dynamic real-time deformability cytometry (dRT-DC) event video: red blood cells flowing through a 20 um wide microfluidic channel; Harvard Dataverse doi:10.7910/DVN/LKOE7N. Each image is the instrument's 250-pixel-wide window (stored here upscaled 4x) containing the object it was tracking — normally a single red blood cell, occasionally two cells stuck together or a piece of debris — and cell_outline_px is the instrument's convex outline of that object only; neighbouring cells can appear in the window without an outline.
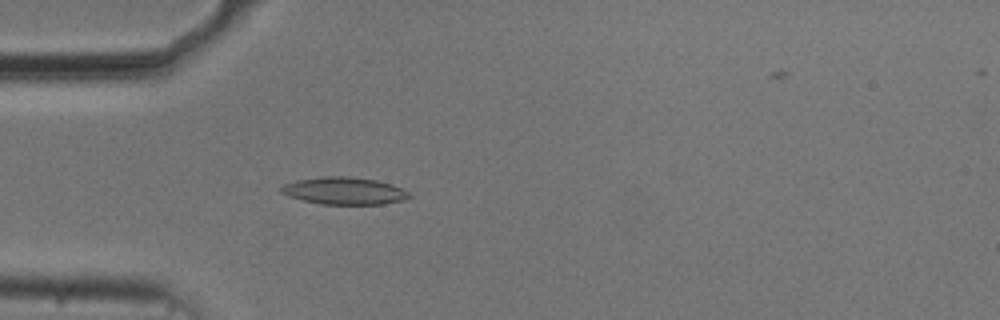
{"species": "common noctule bat (a hibernating species)", "species_latin": "Nyctalus noctula", "temperature_condition": "cold", "stored_images_in_passage": 23, "camera_frame_rate_fps": 3000, "um_per_image_px": 0.085, "animal": {"sex": "male", "body_mass_g": 20.5, "forearm_length_mm": 52.5}, "frame": {"image": 1, "passage_image": 8, "time_ms": 2.333, "image_size_px": [1000, 320], "cell_outline_px": [[412, 196], [400, 200], [384, 204], [320, 204], [288, 196], [280, 192], [280, 188], [284, 184], [296, 180], [320, 176], [348, 176], [376, 180], [392, 184], [408, 192]], "centroid_in_image_um": [29.22, 16.21], "position_along_channel_um": 55.8, "area_um2": 20.29}}
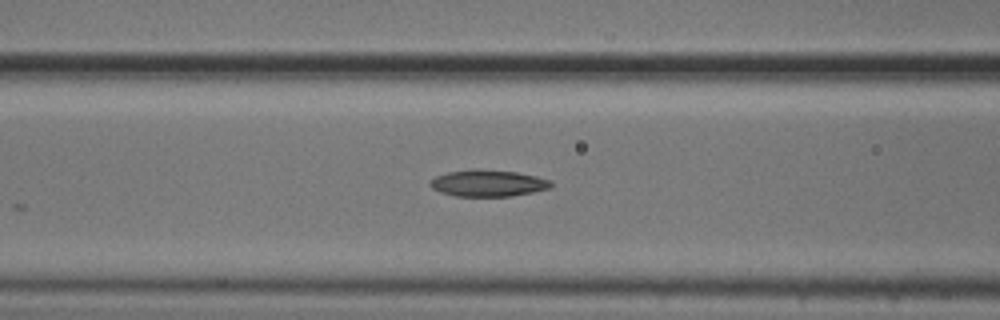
{"frame": {"image": 2, "passage_image": 14, "time_ms": 4.333, "image_size_px": [1000, 320], "cell_outline_px": [[552, 188], [512, 196], [456, 196], [440, 192], [432, 188], [428, 184], [436, 176], [448, 172], [472, 168], [480, 168], [516, 172], [536, 176], [552, 180]], "centroid_in_image_um": [41.5, 15.56], "position_along_channel_um": 125.1, "area_um2": 18.96}}
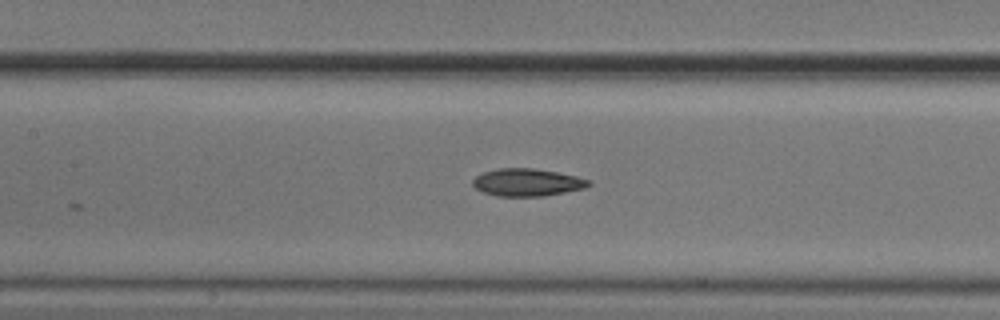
{"frame": {"image": 3, "passage_image": 17, "time_ms": 5.333, "image_size_px": [1000, 320], "cell_outline_px": [[592, 184], [584, 188], [544, 196], [496, 196], [484, 192], [476, 188], [472, 184], [472, 180], [476, 176], [484, 172], [500, 168], [532, 168], [556, 172], [576, 176], [588, 180]], "centroid_in_image_um": [44.79, 15.5], "position_along_channel_um": 162.6, "area_um2": 18.38}}